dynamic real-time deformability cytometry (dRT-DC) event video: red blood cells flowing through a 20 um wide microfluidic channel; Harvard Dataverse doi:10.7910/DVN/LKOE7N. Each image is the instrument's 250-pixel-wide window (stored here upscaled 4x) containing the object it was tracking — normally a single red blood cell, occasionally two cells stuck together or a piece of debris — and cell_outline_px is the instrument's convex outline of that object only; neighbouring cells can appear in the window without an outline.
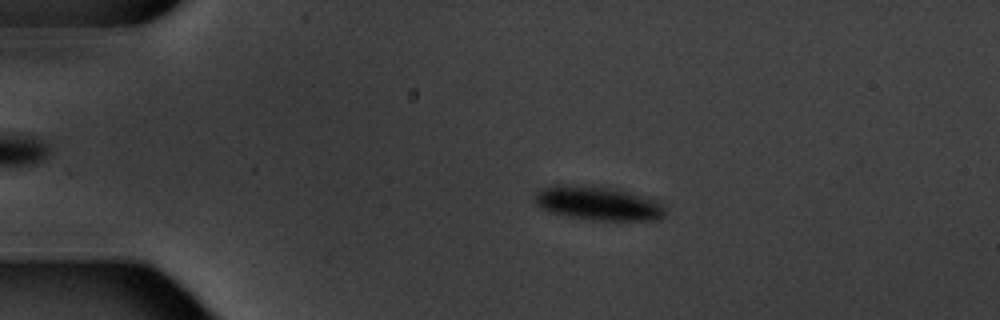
{"species": "common noctule bat (a hibernating species)", "species_latin": "Nyctalus noctula", "temperature_condition": "warm", "stored_images_in_passage": 10, "camera_frame_rate_fps": 3000, "um_per_image_px": 0.085, "animal": {"sex": "male", "body_mass_g": 20.1, "forearm_length_mm": 53.5}, "frame": {"image": 1, "passage_image": 2, "time_ms": 1.0, "image_size_px": [1000, 320], "cell_outline_px": [[664, 216], [660, 220], [592, 220], [548, 212], [540, 208], [532, 200], [532, 196], [540, 188], [564, 184], [576, 184], [620, 188], [656, 200], [664, 208]], "centroid_in_image_um": [50.79, 17.26], "position_along_channel_um": 34.2, "area_um2": 26.3}}
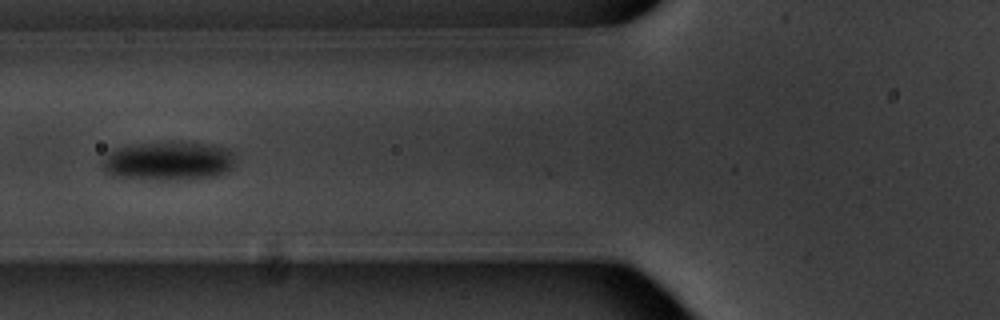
{"frame": {"image": 2, "passage_image": 5, "time_ms": 4.667, "image_size_px": [1000, 320], "cell_outline_px": [[232, 168], [228, 172], [216, 176], [188, 180], [160, 180], [112, 176], [104, 172], [100, 164], [116, 148], [172, 140], [212, 144], [224, 148], [232, 152]], "centroid_in_image_um": [14.34, 13.69], "position_along_channel_um": 111.5, "area_um2": 30.4}}
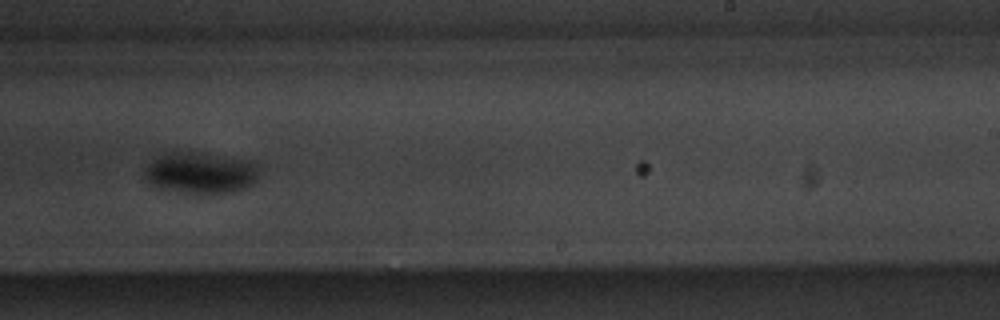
{"frame": {"image": 3, "passage_image": 9, "time_ms": 9.333, "image_size_px": [1000, 320], "cell_outline_px": [[256, 180], [252, 184], [244, 188], [232, 192], [200, 196], [176, 192], [156, 188], [148, 184], [144, 180], [144, 172], [148, 164], [160, 156], [172, 152], [192, 152], [252, 160], [256, 168]], "centroid_in_image_um": [16.99, 14.75], "position_along_channel_um": 272.0, "area_um2": 28.03}}